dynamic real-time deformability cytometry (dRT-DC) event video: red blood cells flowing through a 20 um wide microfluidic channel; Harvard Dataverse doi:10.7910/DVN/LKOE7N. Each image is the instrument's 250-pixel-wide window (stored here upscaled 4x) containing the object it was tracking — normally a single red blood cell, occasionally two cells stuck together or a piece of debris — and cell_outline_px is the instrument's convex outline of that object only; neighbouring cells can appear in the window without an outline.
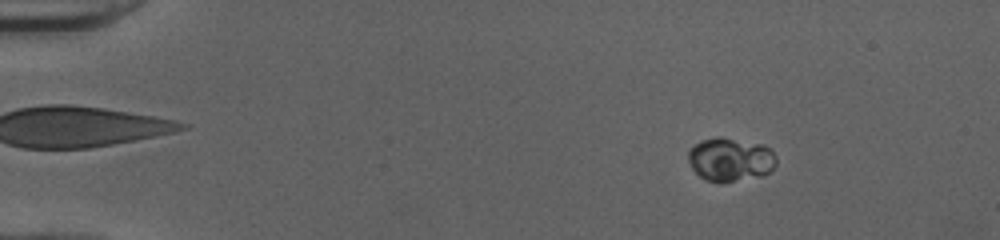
{"species": "human", "species_latin": "Homo sapiens", "temperature_condition": "cold", "stored_images_in_passage": 53, "camera_frame_rate_fps": 3000, "um_per_image_px": 0.085, "donor": {"sex": "female"}, "frame": {"image": 1, "passage_image": 8, "time_ms": 2.333, "image_size_px": [1000, 240], "cell_outline_px": [[776, 164], [768, 172], [760, 176], [732, 180], [708, 180], [700, 176], [692, 168], [688, 160], [688, 152], [696, 144], [704, 140], [720, 136], [764, 144], [776, 156]], "centroid_in_image_um": [62.1, 13.52], "position_along_channel_um": 22.9, "area_um2": 21.73}}
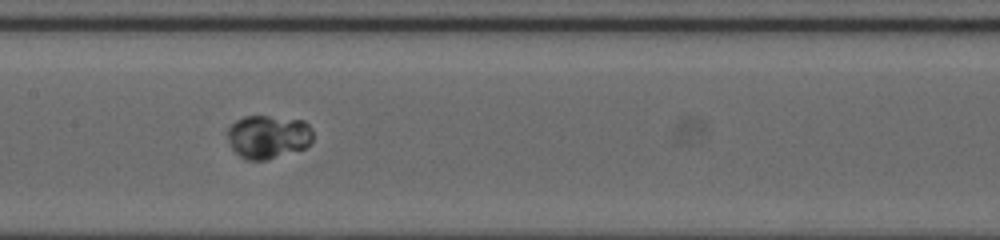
{"frame": {"image": 2, "passage_image": 28, "time_ms": 9.0, "image_size_px": [1000, 240], "cell_outline_px": [[312, 140], [304, 148], [268, 160], [244, 160], [232, 148], [228, 140], [228, 128], [236, 120], [244, 116], [268, 116], [304, 120], [312, 128]], "centroid_in_image_um": [22.79, 11.62], "position_along_channel_um": 184.6, "area_um2": 21.68}}
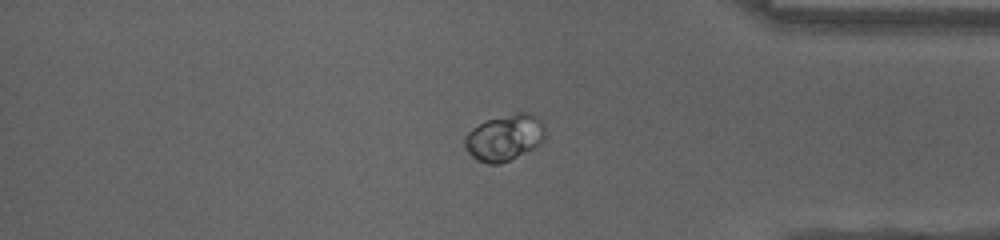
{"frame": {"image": 3, "passage_image": 45, "time_ms": 14.667, "image_size_px": [1000, 240], "cell_outline_px": [[544, 136], [540, 144], [500, 164], [488, 164], [476, 160], [468, 152], [464, 144], [464, 136], [472, 128], [488, 120], [516, 112], [528, 112], [536, 116], [544, 124]], "centroid_in_image_um": [42.87, 11.69], "position_along_channel_um": 392.3, "area_um2": 21.44}, "authors_computed_cell_mechanics": {"area_um2": 21.964, "velocity_mm_per_s": 3.948, "shape_relaxation_time_tau1_ms": 3.4751, "shape_relaxation_time_tau2_ms": null, "deformation_change_tau1": 0.0194, "deformation_change_tau2": null}}